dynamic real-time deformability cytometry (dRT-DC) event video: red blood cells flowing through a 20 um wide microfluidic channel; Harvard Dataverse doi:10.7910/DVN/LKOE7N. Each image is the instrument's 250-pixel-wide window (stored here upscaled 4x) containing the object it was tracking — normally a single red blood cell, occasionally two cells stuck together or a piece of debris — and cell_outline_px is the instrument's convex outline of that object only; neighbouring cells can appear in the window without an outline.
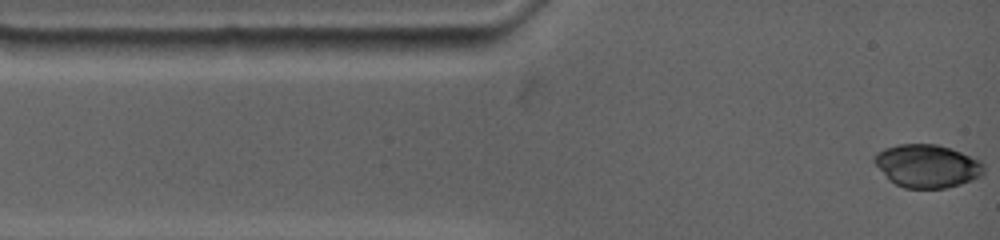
{"species": "common noctule bat (a hibernating species)", "species_latin": "Nyctalus noctula", "temperature_condition": "warm", "stored_images_in_passage": 56, "camera_frame_rate_fps": 4500, "um_per_image_px": 0.085, "animal": {"sex": "female", "body_mass_g": 19.0, "forearm_length_mm": 53.3}, "frame": {"image": 1, "passage_image": 1, "time_ms": 0.0, "image_size_px": [1000, 240], "cell_outline_px": [[984, 172], [960, 184], [944, 188], [904, 188], [896, 184], [872, 160], [884, 148], [900, 144], [936, 144], [960, 152], [976, 160], [980, 164]], "centroid_in_image_um": [78.76, 14.1], "position_along_channel_um": 6.2, "area_um2": 26.36}}
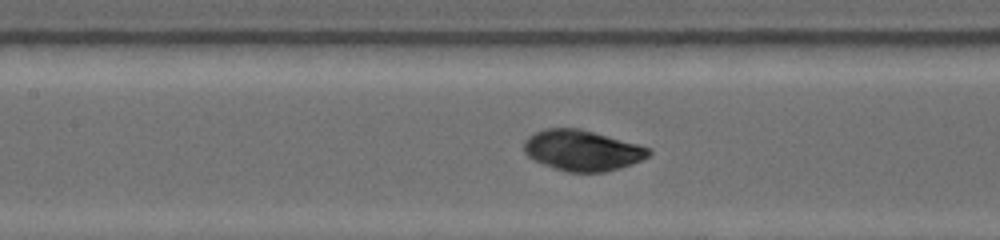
{"frame": {"image": 2, "passage_image": 25, "time_ms": 5.333, "image_size_px": [1000, 240], "cell_outline_px": [[652, 152], [648, 156], [632, 164], [620, 168], [604, 172], [568, 172], [532, 160], [524, 152], [524, 140], [528, 136], [544, 128], [580, 128], [636, 144], [648, 148]], "centroid_in_image_um": [49.45, 12.78], "position_along_channel_um": 158.0, "area_um2": 29.36}}
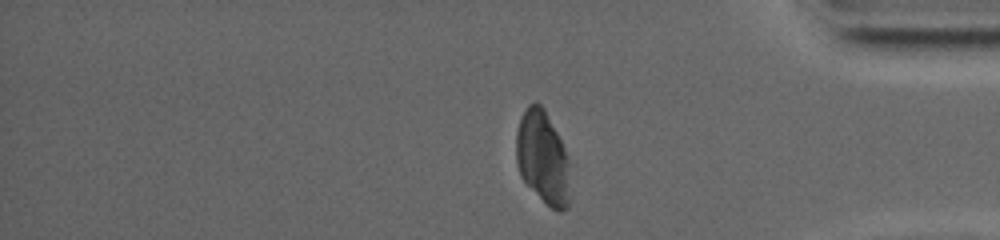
{"frame": {"image": 3, "passage_image": 56, "time_ms": 12.222, "image_size_px": [1000, 240], "cell_outline_px": [[568, 208], [560, 212], [552, 208], [520, 176], [516, 164], [516, 132], [520, 120], [528, 104], [536, 100], [544, 108], [568, 156]], "centroid_in_image_um": [46.1, 13.36], "position_along_channel_um": 389.1, "area_um2": 28.67}, "authors_computed_cell_mechanics": {"area_um2": 29.7959, "velocity_mm_per_s": 3.6538, "shape_relaxation_time_tau1_ms": 7.2807, "shape_relaxation_time_tau2_ms": null, "deformation_change_tau1": 0.1213, "deformation_change_tau2": null}}